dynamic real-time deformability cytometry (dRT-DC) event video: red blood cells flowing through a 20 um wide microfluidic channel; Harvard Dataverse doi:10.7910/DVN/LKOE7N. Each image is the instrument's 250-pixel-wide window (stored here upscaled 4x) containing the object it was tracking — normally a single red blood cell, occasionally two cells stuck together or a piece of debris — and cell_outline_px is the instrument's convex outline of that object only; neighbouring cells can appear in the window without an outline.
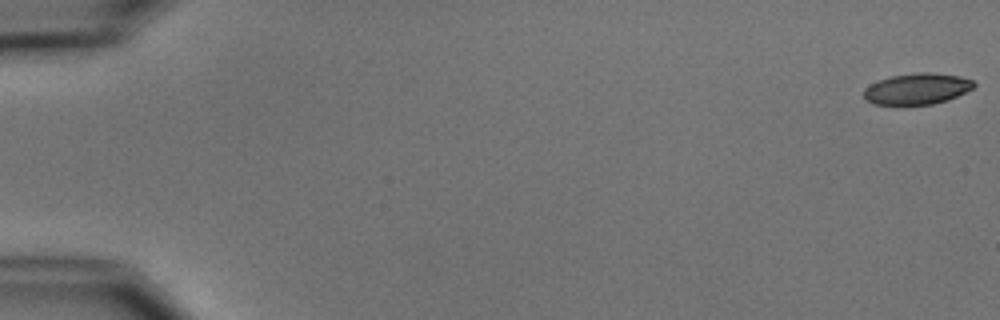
{"species": "common noctule bat (a hibernating species)", "species_latin": "Nyctalus noctula", "temperature_condition": "cold", "stored_images_in_passage": 7, "camera_frame_rate_fps": 3000, "um_per_image_px": 0.085, "animal": {"sex": "male", "body_mass_g": 15.6}, "frame": {"image": 1, "passage_image": 1, "time_ms": 0.0, "image_size_px": [1000, 320], "cell_outline_px": [[976, 84], [972, 88], [948, 100], [932, 104], [872, 104], [864, 100], [864, 88], [880, 80], [892, 76], [916, 72], [928, 72], [960, 76], [972, 80]], "centroid_in_image_um": [77.94, 7.55], "position_along_channel_um": 7.1, "area_um2": 19.77}}
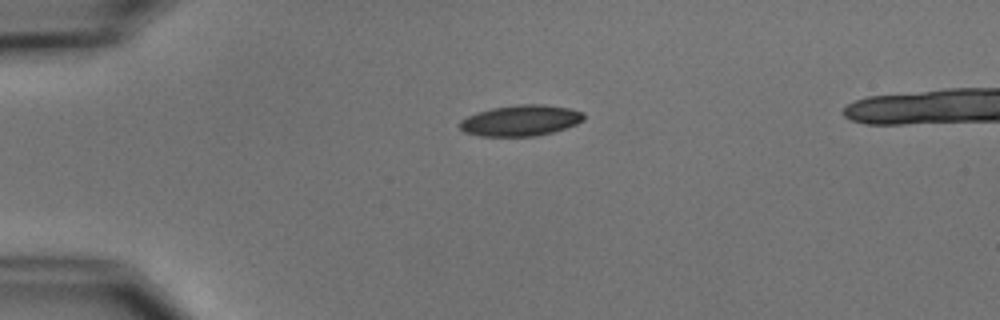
{"frame": {"image": 2, "passage_image": 5, "time_ms": 4.333, "image_size_px": [1000, 320], "cell_outline_px": [[584, 120], [576, 124], [552, 132], [536, 136], [480, 136], [464, 132], [460, 128], [460, 120], [476, 112], [492, 108], [516, 104], [544, 104], [568, 108], [584, 112]], "centroid_in_image_um": [44.25, 10.23], "position_along_channel_um": 40.8, "area_um2": 22.37}}